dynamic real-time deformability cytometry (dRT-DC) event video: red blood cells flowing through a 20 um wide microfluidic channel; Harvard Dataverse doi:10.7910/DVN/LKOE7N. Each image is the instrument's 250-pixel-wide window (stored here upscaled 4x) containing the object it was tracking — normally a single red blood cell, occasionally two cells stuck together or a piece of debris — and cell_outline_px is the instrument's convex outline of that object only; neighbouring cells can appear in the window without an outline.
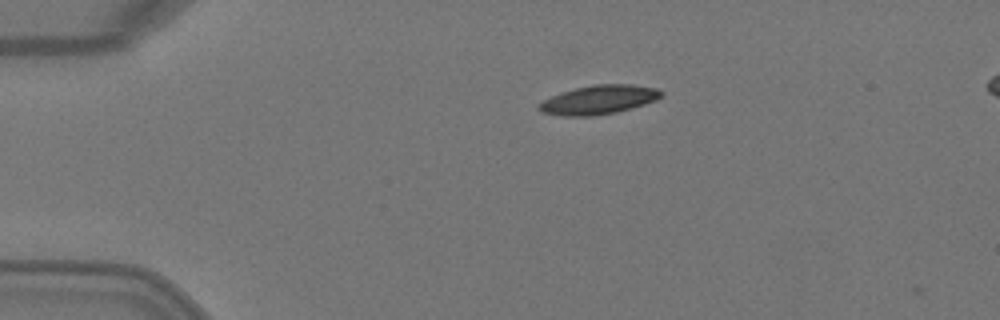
{"species": "Egyptian fruit bat (a non-hibernating species)", "species_latin": "Rousettus aegyptiacus", "temperature_condition": "warm", "stored_images_in_passage": 3, "camera_frame_rate_fps": 3000, "um_per_image_px": 0.085, "animal": {"sex": "female"}, "frame": {"image": 1, "passage_image": 1, "time_ms": 0.0, "image_size_px": [1000, 320], "cell_outline_px": [[664, 92], [656, 100], [644, 104], [616, 112], [592, 116], [564, 116], [540, 112], [536, 108], [536, 104], [560, 92], [592, 84], [632, 84], [656, 88]], "centroid_in_image_um": [50.85, 8.47], "position_along_channel_um": 34.2, "area_um2": 20.69}}